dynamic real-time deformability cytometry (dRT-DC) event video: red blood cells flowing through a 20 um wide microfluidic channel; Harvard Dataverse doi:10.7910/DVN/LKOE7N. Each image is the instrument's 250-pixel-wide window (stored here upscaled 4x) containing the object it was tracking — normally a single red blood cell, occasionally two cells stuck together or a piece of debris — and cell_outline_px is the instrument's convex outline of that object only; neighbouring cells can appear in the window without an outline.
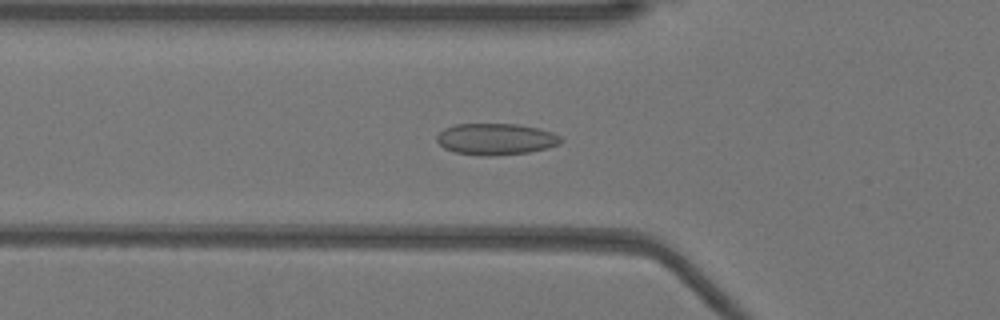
{"species": "Egyptian fruit bat (a non-hibernating species)", "species_latin": "Rousettus aegyptiacus", "temperature_condition": "warm", "stored_images_in_passage": 52, "camera_frame_rate_fps": 3000, "um_per_image_px": 0.085, "animal": {"sex": "female"}, "frame": {"image": 1, "passage_image": 18, "time_ms": 5.667, "image_size_px": [1000, 320], "cell_outline_px": [[564, 140], [560, 144], [548, 148], [528, 152], [492, 156], [480, 156], [456, 152], [444, 148], [436, 140], [436, 136], [444, 128], [452, 124], [516, 124], [540, 128], [552, 132], [560, 136]], "centroid_in_image_um": [42.16, 11.82], "position_along_channel_um": 83.6, "area_um2": 22.95}}
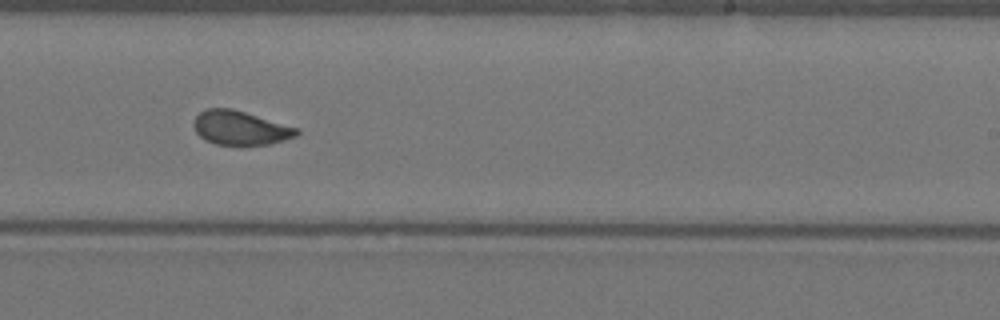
{"frame": {"image": 2, "passage_image": 32, "time_ms": 10.333, "image_size_px": [1000, 320], "cell_outline_px": [[300, 132], [296, 136], [284, 140], [268, 144], [216, 144], [200, 136], [196, 132], [192, 124], [196, 116], [200, 112], [208, 108], [232, 108], [300, 128]], "centroid_in_image_um": [20.44, 10.85], "position_along_channel_um": 268.6, "area_um2": 20.29}}
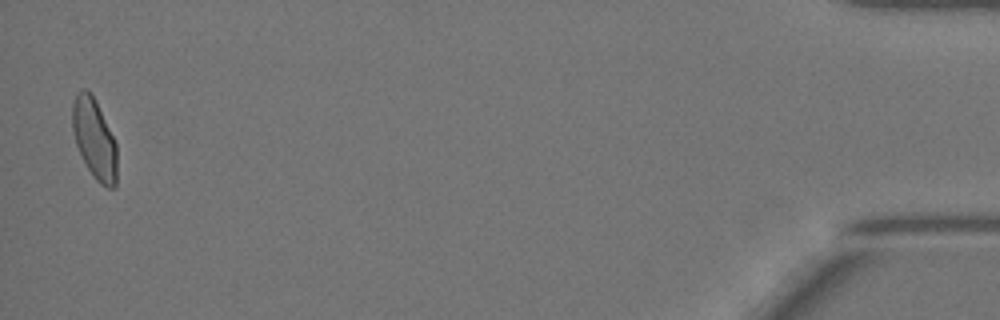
{"frame": {"image": 3, "passage_image": 51, "time_ms": 16.667, "image_size_px": [1000, 320], "cell_outline_px": [[116, 184], [112, 188], [108, 188], [100, 184], [96, 180], [88, 168], [76, 144], [72, 128], [72, 104], [76, 92], [84, 88], [92, 96], [116, 144]], "centroid_in_image_um": [8.0, 11.82], "position_along_channel_um": 427.2, "area_um2": 20.17}, "authors_computed_cell_mechanics": {"area_um2": 21.1259, "velocity_mm_per_s": 3.9473, "shape_relaxation_time_tau1_ms": 9.0934, "shape_relaxation_time_tau2_ms": 0.7594, "deformation_change_tau1": 0.2034, "deformation_change_tau2": 0.0442}}